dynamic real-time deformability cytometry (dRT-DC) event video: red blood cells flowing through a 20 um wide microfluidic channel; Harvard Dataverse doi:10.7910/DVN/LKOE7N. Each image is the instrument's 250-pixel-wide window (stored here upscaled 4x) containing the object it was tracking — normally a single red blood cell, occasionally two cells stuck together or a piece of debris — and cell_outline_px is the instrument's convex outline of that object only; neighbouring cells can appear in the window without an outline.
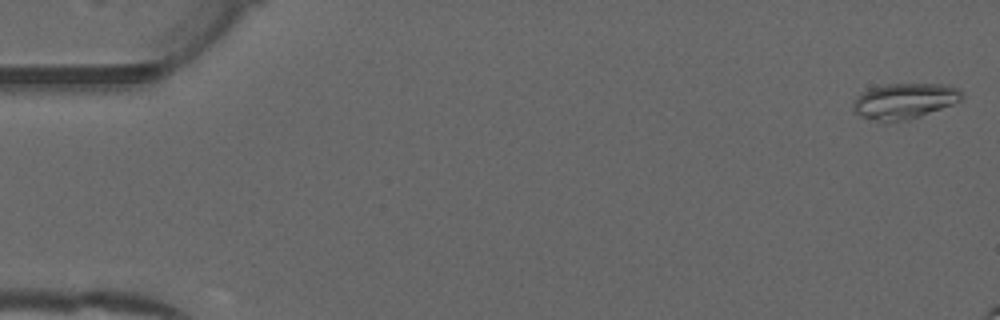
{"species": "common noctule bat (a hibernating species)", "species_latin": "Nyctalus noctula", "temperature_condition": "warm", "stored_images_in_passage": 11, "camera_frame_rate_fps": 3000, "um_per_image_px": 0.085, "animal": {"sex": "male", "forearm_length_mm": 52.5}, "frame": {"image": 1, "passage_image": 1, "time_ms": 0.0, "image_size_px": [1000, 320], "cell_outline_px": [[964, 96], [960, 100], [952, 104], [920, 116], [908, 120], [884, 124], [860, 116], [852, 112], [852, 104], [860, 92], [868, 88], [884, 84], [944, 84], [960, 88], [964, 92]], "centroid_in_image_um": [76.83, 8.6], "position_along_channel_um": 8.2, "area_um2": 23.18}}